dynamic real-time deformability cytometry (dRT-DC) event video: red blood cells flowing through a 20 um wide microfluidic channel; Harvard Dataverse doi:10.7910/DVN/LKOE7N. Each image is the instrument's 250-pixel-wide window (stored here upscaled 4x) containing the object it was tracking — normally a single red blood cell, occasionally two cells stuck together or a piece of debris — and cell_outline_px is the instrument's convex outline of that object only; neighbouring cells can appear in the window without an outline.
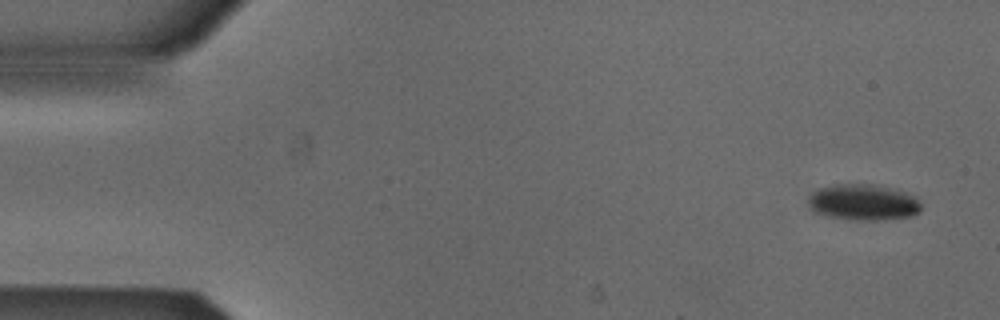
{"species": "Egyptian fruit bat (a non-hibernating species)", "species_latin": "Rousettus aegyptiacus", "temperature_condition": "cold", "stored_images_in_passage": 7, "camera_frame_rate_fps": 3000, "um_per_image_px": 0.085, "animal": {"sex": "male"}, "frame": {"image": 1, "passage_image": 1, "time_ms": 0.0, "image_size_px": [1000, 320], "cell_outline_px": [[920, 212], [912, 216], [880, 220], [852, 220], [828, 216], [816, 212], [808, 204], [808, 200], [812, 192], [820, 188], [836, 184], [872, 184], [904, 192], [912, 196], [920, 204]], "centroid_in_image_um": [73.35, 17.2], "position_along_channel_um": 11.6, "area_um2": 23.41}}
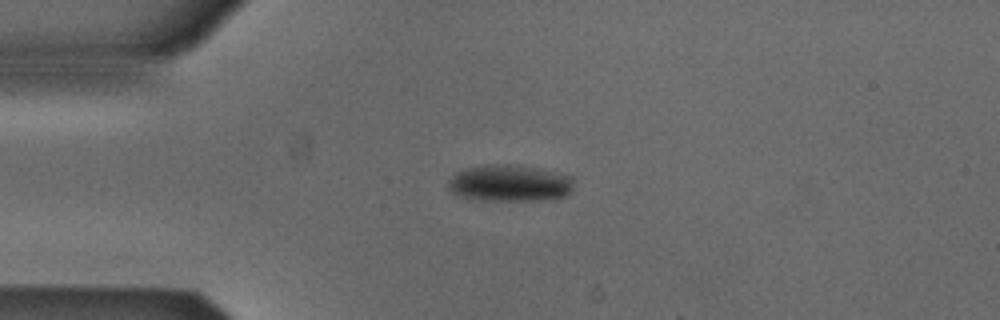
{"frame": {"image": 2, "passage_image": 4, "time_ms": 1.0, "image_size_px": [1000, 320], "cell_outline_px": [[572, 192], [568, 196], [540, 200], [476, 200], [460, 196], [452, 192], [448, 188], [448, 184], [452, 176], [456, 172], [468, 168], [484, 164], [508, 164], [540, 168], [572, 176]], "centroid_in_image_um": [43.34, 15.57], "position_along_channel_um": 41.7, "area_um2": 26.99}}
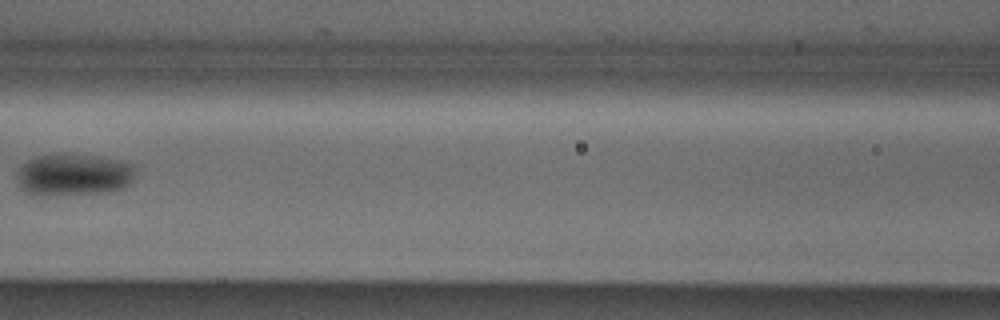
{"frame": {"image": 3, "passage_image": 7, "time_ms": 2.0, "image_size_px": [1000, 320], "cell_outline_px": [[136, 172], [132, 180], [124, 188], [112, 192], [48, 196], [40, 196], [24, 192], [20, 188], [16, 180], [16, 176], [20, 164], [28, 160], [40, 156], [60, 152], [96, 156], [136, 164]], "centroid_in_image_um": [6.24, 14.86], "position_along_channel_um": 160.4, "area_um2": 29.94}}